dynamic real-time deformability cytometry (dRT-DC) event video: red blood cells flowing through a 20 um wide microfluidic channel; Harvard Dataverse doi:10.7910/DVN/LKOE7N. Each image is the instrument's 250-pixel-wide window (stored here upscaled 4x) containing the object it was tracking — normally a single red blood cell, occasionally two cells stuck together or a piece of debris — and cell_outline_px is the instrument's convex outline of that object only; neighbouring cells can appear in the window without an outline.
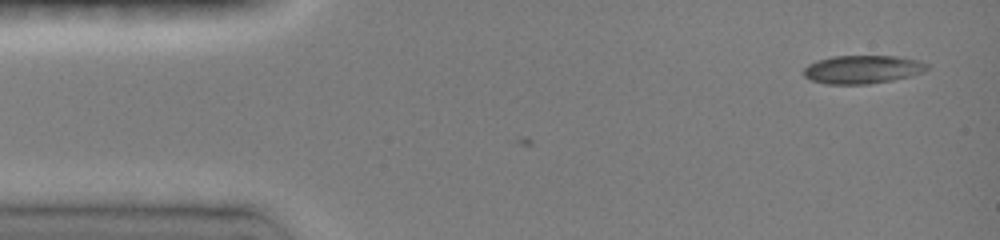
{"species": "common noctule bat (a hibernating species)", "species_latin": "Nyctalus noctula", "temperature_condition": "room temperature", "stored_images_in_passage": 4, "camera_frame_rate_fps": 3000, "um_per_image_px": 0.085, "animal": {"sex": "female", "body_mass_g": 19.0, "forearm_length_mm": 51.5}, "frame": {"image": 1, "passage_image": 4, "time_ms": 1.667, "image_size_px": [1000, 240], "cell_outline_px": [[928, 68], [924, 72], [912, 76], [892, 80], [868, 84], [828, 84], [812, 80], [804, 76], [804, 68], [808, 64], [816, 60], [832, 56], [896, 56], [920, 60], [928, 64]], "centroid_in_image_um": [73.33, 5.89], "position_along_channel_um": 11.7, "area_um2": 20.46}}